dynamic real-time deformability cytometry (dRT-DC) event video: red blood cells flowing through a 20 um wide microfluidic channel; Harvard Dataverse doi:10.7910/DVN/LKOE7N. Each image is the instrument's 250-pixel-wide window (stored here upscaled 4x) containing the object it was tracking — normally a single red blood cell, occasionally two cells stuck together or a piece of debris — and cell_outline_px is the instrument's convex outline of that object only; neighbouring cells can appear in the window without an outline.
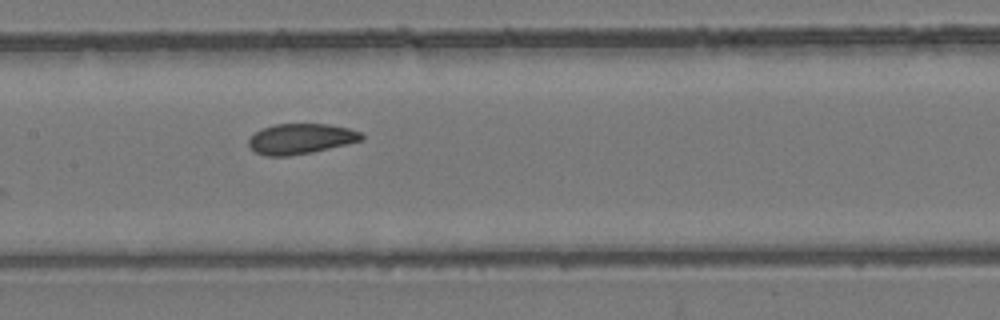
{"species": "common noctule bat (a hibernating species)", "species_latin": "Nyctalus noctula", "temperature_condition": "room temperature", "stored_images_in_passage": 7, "camera_frame_rate_fps": 3000, "um_per_image_px": 0.085, "animal": {"sex": "female", "body_mass_g": 24.6, "forearm_length_mm": 56.2}, "frame": {"image": 1, "passage_image": 7, "time_ms": 7.667, "image_size_px": [1000, 320], "cell_outline_px": [[364, 140], [348, 144], [312, 152], [288, 156], [264, 156], [256, 152], [248, 144], [248, 140], [256, 132], [264, 128], [276, 124], [328, 124], [348, 128], [360, 132], [364, 136]], "centroid_in_image_um": [25.59, 11.8], "position_along_channel_um": 181.8, "area_um2": 19.88}}